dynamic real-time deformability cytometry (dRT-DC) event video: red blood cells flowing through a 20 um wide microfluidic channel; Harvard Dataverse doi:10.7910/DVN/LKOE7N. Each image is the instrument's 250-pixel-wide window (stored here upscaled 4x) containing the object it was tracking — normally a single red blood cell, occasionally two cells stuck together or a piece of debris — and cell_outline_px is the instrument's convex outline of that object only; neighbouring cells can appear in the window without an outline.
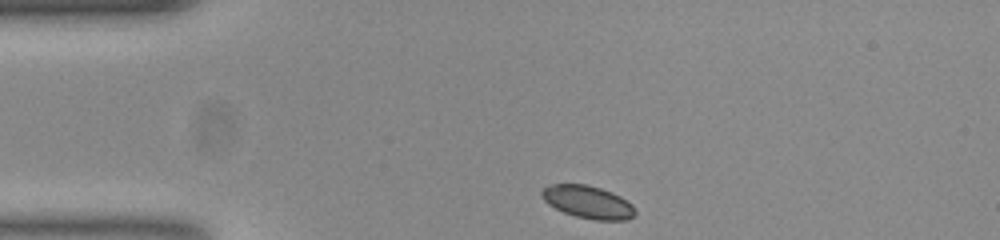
{"species": "common noctule bat (a hibernating species)", "species_latin": "Nyctalus noctula", "temperature_condition": "room temperature", "stored_images_in_passage": 36, "camera_frame_rate_fps": 3000, "um_per_image_px": 0.085, "animal": {"sex": "female", "body_mass_g": 23.0, "forearm_length_mm": 53.4}, "frame": {"image": 1, "passage_image": 1, "time_ms": 0.0, "image_size_px": [1000, 240], "cell_outline_px": [[636, 216], [628, 220], [596, 220], [576, 216], [564, 212], [548, 204], [540, 196], [540, 192], [544, 188], [552, 184], [584, 184], [600, 188], [612, 192], [620, 196], [632, 204], [636, 212]], "centroid_in_image_um": [49.99, 17.18], "position_along_channel_um": 35.0, "area_um2": 17.8}}
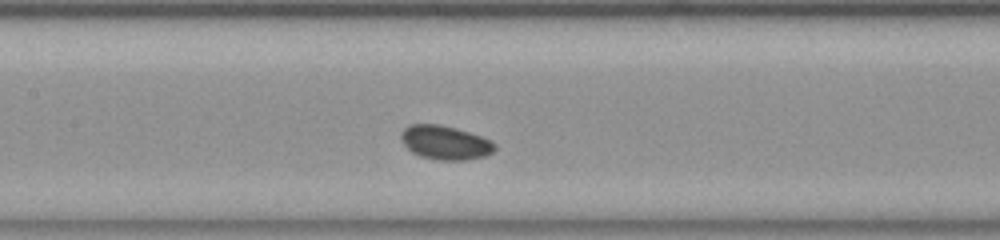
{"frame": {"image": 2, "passage_image": 15, "time_ms": 4.667, "image_size_px": [1000, 240], "cell_outline_px": [[496, 148], [492, 152], [484, 156], [464, 160], [436, 160], [420, 156], [412, 152], [400, 140], [400, 132], [408, 124], [436, 124], [456, 128], [492, 140], [496, 144]], "centroid_in_image_um": [37.81, 12.11], "position_along_channel_um": 169.6, "area_um2": 18.61}}
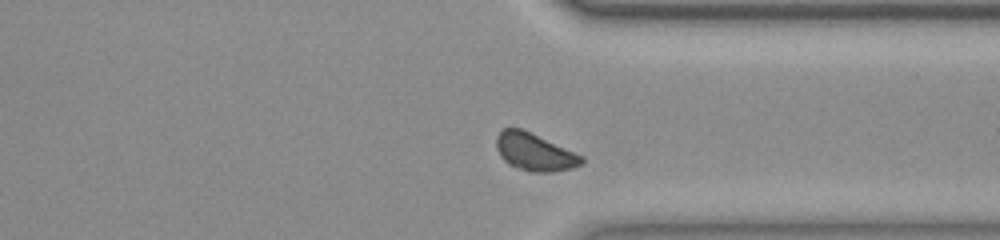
{"frame": {"image": 3, "passage_image": 31, "time_ms": 10.0, "image_size_px": [1000, 240], "cell_outline_px": [[584, 160], [580, 164], [572, 168], [552, 172], [528, 172], [508, 164], [500, 156], [496, 148], [496, 136], [500, 128], [520, 128], [584, 156]], "centroid_in_image_um": [45.4, 12.92], "position_along_channel_um": 366.0, "area_um2": 18.61}, "authors_computed_cell_mechanics": {"area_um2": 17.9758, "velocity_mm_per_s": 3.6967, "shape_relaxation_time_tau1_ms": 1.272, "shape_relaxation_time_tau2_ms": null, "deformation_change_tau1": 0.0511, "deformation_change_tau2": null}}